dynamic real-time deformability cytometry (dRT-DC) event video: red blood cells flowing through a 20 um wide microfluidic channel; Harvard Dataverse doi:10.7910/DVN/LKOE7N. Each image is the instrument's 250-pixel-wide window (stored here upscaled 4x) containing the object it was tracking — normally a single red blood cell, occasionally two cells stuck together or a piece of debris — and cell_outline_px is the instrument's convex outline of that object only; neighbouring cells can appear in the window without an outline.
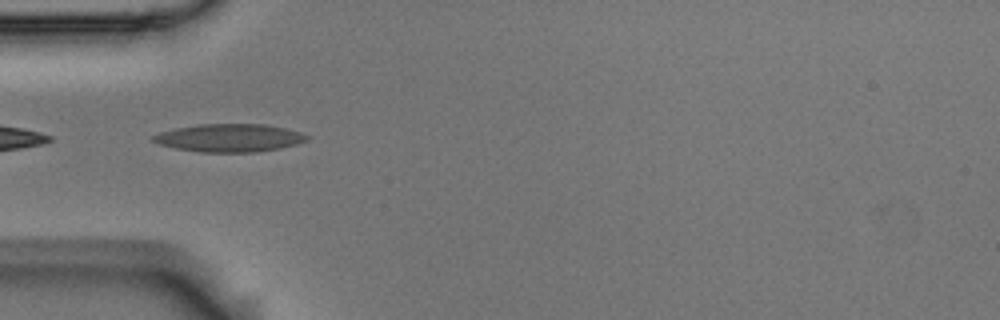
{"species": "Egyptian fruit bat (a non-hibernating species)", "species_latin": "Rousettus aegyptiacus", "temperature_condition": "room temperature", "stored_images_in_passage": 9, "camera_frame_rate_fps": 3000, "um_per_image_px": 0.085, "animal": {"sex": "male"}, "frame": {"image": 1, "passage_image": 3, "time_ms": 0.667, "image_size_px": [1000, 320], "cell_outline_px": [[312, 136], [308, 140], [296, 144], [280, 148], [256, 152], [200, 152], [176, 148], [160, 144], [152, 140], [152, 136], [160, 132], [176, 128], [196, 124], [264, 124], [284, 128], [300, 132]], "centroid_in_image_um": [19.53, 11.72], "position_along_channel_um": 65.5, "area_um2": 25.03}}
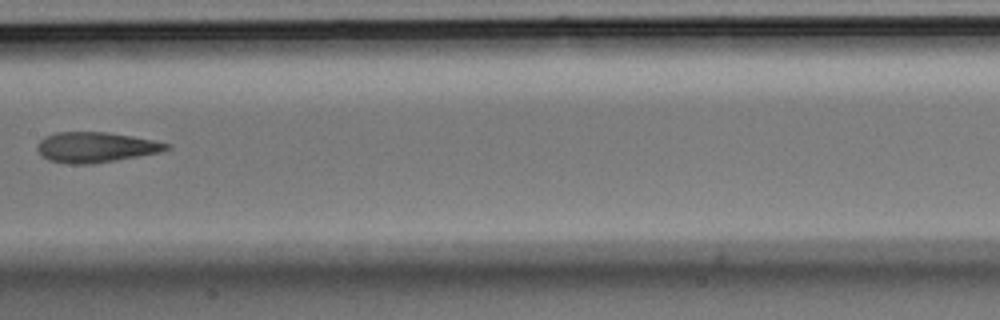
{"frame": {"image": 2, "passage_image": 6, "time_ms": 1.667, "image_size_px": [1000, 320], "cell_outline_px": [[172, 148], [160, 152], [116, 160], [92, 164], [68, 164], [48, 160], [36, 148], [36, 144], [44, 136], [56, 132], [104, 132], [132, 136], [172, 144]], "centroid_in_image_um": [8.13, 12.51], "position_along_channel_um": 199.3, "area_um2": 22.83}}
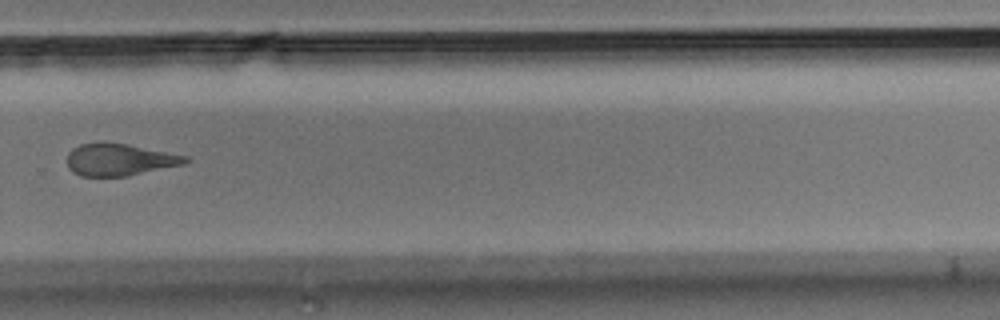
{"frame": {"image": 3, "passage_image": 9, "time_ms": 2.667, "image_size_px": [1000, 320], "cell_outline_px": [[192, 160], [184, 164], [128, 176], [80, 176], [72, 172], [68, 168], [68, 152], [72, 148], [80, 144], [100, 140], [104, 140], [128, 144], [188, 156]], "centroid_in_image_um": [10.14, 13.54], "position_along_channel_um": 319.7, "area_um2": 22.6}}